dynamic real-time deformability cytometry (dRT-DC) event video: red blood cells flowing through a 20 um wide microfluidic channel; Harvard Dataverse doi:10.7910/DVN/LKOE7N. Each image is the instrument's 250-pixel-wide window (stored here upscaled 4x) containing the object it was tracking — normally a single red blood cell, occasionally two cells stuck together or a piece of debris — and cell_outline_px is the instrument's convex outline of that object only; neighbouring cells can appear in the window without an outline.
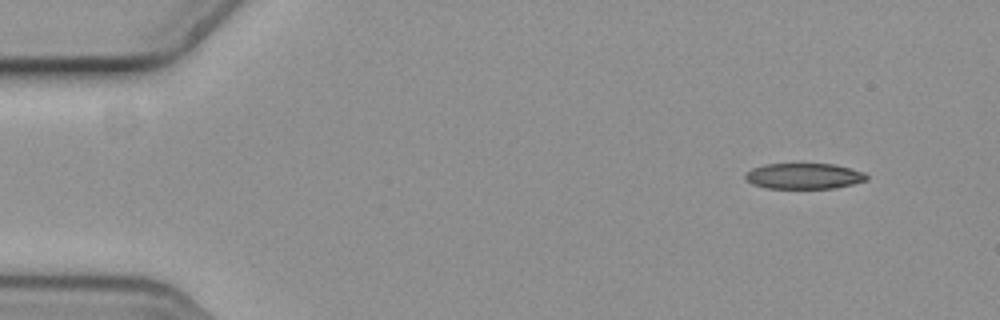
{"species": "common noctule bat (a hibernating species)", "species_latin": "Nyctalus noctula", "temperature_condition": "cold", "stored_images_in_passage": 6, "camera_frame_rate_fps": 3000, "um_per_image_px": 0.085, "animal": {"sex": "female", "body_mass_g": 19.3, "forearm_length_mm": 54.1}, "frame": {"image": 1, "passage_image": 1, "time_ms": 0.0, "image_size_px": [1000, 320], "cell_outline_px": [[868, 180], [852, 184], [832, 188], [768, 188], [752, 184], [744, 176], [752, 168], [764, 164], [832, 164], [848, 168], [860, 172], [868, 176]], "centroid_in_image_um": [68.31, 14.97], "position_along_channel_um": 16.7, "area_um2": 17.86}}
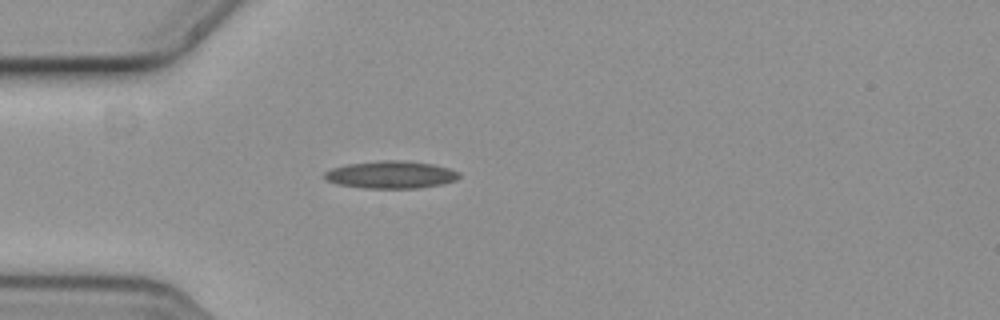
{"frame": {"image": 2, "passage_image": 4, "time_ms": 1.0, "image_size_px": [1000, 320], "cell_outline_px": [[460, 176], [456, 180], [440, 184], [416, 188], [364, 188], [336, 184], [328, 180], [324, 176], [324, 172], [332, 168], [348, 164], [380, 160], [404, 160], [432, 164], [448, 168], [460, 172]], "centroid_in_image_um": [33.22, 14.84], "position_along_channel_um": 51.8, "area_um2": 21.44}}
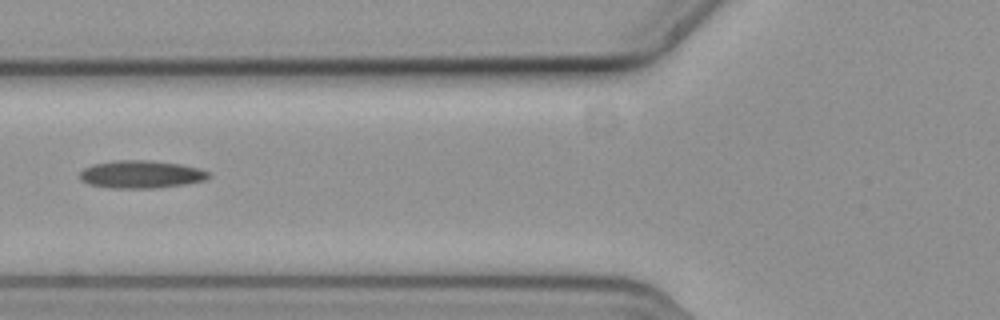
{"frame": {"image": 3, "passage_image": 6, "time_ms": 1.667, "image_size_px": [1000, 320], "cell_outline_px": [[212, 176], [204, 180], [184, 184], [156, 188], [112, 188], [88, 184], [80, 180], [80, 172], [84, 168], [92, 164], [116, 160], [148, 160], [180, 164], [200, 168], [208, 172]], "centroid_in_image_um": [11.98, 14.81], "position_along_channel_um": 113.8, "area_um2": 20.87}}